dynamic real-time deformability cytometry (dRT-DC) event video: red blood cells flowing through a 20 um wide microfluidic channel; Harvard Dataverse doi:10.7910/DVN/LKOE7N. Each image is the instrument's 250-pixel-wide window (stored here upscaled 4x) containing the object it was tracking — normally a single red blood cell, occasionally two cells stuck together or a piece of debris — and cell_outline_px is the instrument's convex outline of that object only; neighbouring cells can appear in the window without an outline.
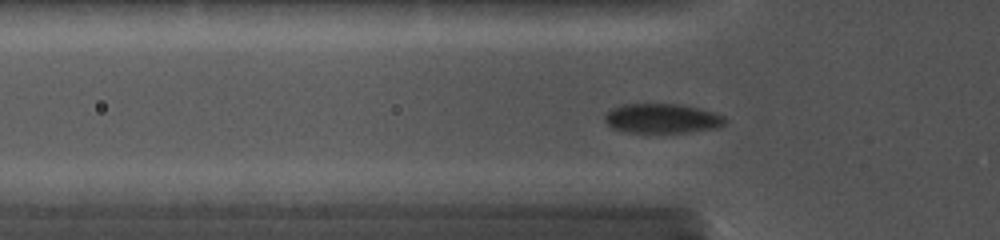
{"species": "common noctule bat (a hibernating species)", "species_latin": "Nyctalus noctula", "temperature_condition": "cold", "stored_images_in_passage": 46, "camera_frame_rate_fps": 5000, "um_per_image_px": 0.085, "animal": {"sex": "female", "body_mass_g": 19.0, "forearm_length_mm": 56.7}, "frame": {"image": 1, "passage_image": 15, "time_ms": 4.8, "image_size_px": [1000, 240], "cell_outline_px": [[728, 120], [724, 124], [716, 128], [688, 132], [648, 136], [628, 132], [612, 128], [604, 120], [604, 116], [612, 108], [620, 104], [680, 104], [700, 108], [724, 116]], "centroid_in_image_um": [56.26, 10.11], "position_along_channel_um": 69.5, "area_um2": 21.56}}
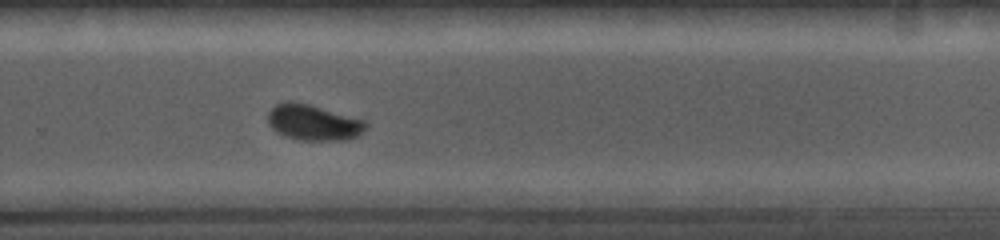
{"frame": {"image": 2, "passage_image": 32, "time_ms": 10.6, "image_size_px": [1000, 240], "cell_outline_px": [[368, 128], [364, 132], [348, 140], [300, 140], [284, 136], [276, 132], [268, 124], [268, 112], [276, 104], [284, 100], [292, 100], [308, 104], [368, 120]], "centroid_in_image_um": [26.67, 10.4], "position_along_channel_um": 303.1, "area_um2": 20.87}}
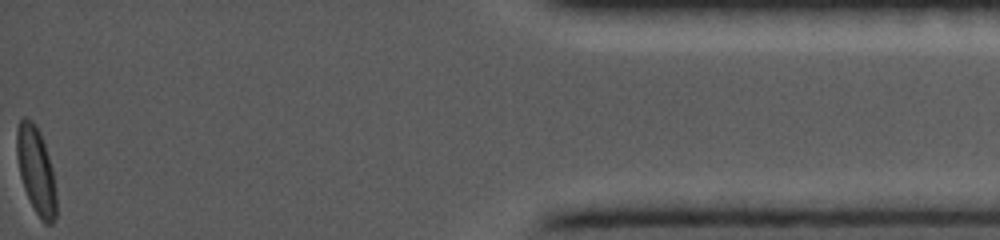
{"frame": {"image": 3, "passage_image": 46, "time_ms": 15.4, "image_size_px": [1000, 240], "cell_outline_px": [[56, 216], [52, 224], [44, 224], [36, 212], [24, 188], [20, 176], [16, 156], [16, 128], [20, 120], [24, 116], [32, 120], [36, 124], [40, 132], [52, 168], [56, 192]], "centroid_in_image_um": [3.05, 14.45], "position_along_channel_um": 432.1, "area_um2": 20.06}}